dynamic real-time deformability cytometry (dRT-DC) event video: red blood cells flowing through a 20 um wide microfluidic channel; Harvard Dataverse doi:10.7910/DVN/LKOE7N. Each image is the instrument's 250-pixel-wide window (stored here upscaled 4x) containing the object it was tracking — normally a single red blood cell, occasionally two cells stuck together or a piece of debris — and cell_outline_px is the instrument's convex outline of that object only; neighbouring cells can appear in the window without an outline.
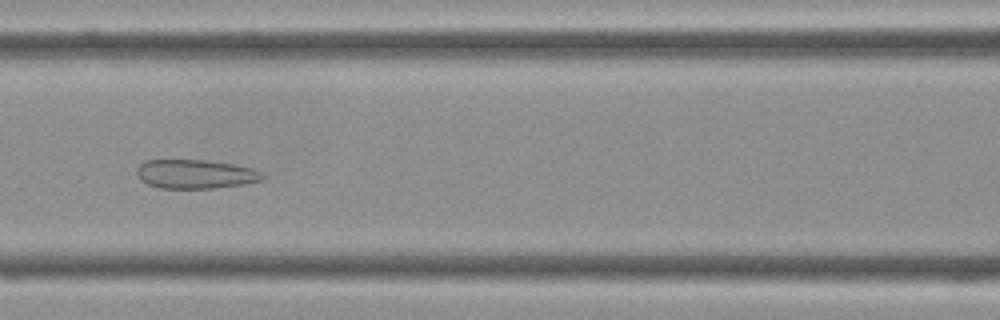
{"species": "Egyptian fruit bat (a non-hibernating species)", "species_latin": "Rousettus aegyptiacus", "temperature_condition": "cold", "stored_images_in_passage": 35, "camera_frame_rate_fps": 3000, "um_per_image_px": 0.085, "frame": {"image": 1, "passage_image": 11, "time_ms": 3.333, "image_size_px": [1000, 320], "cell_outline_px": [[264, 176], [260, 180], [244, 184], [216, 188], [160, 188], [148, 184], [140, 180], [136, 172], [136, 168], [144, 160], [204, 160], [232, 164], [252, 168], [264, 172]], "centroid_in_image_um": [16.59, 14.79], "position_along_channel_um": 150.0, "area_um2": 21.27}}
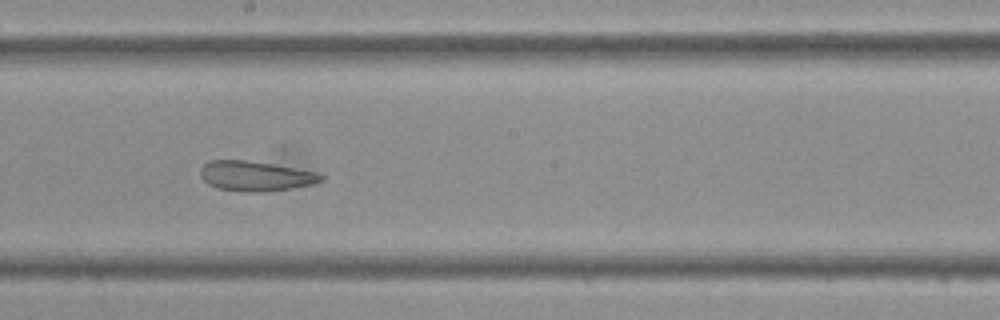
{"frame": {"image": 2, "passage_image": 16, "time_ms": 5.0, "image_size_px": [1000, 320], "cell_outline_px": [[324, 180], [312, 184], [264, 192], [248, 192], [216, 188], [208, 184], [200, 176], [200, 168], [208, 160], [244, 160], [272, 164], [316, 172], [324, 176]], "centroid_in_image_um": [21.68, 14.96], "position_along_channel_um": 226.5, "area_um2": 20.92}}
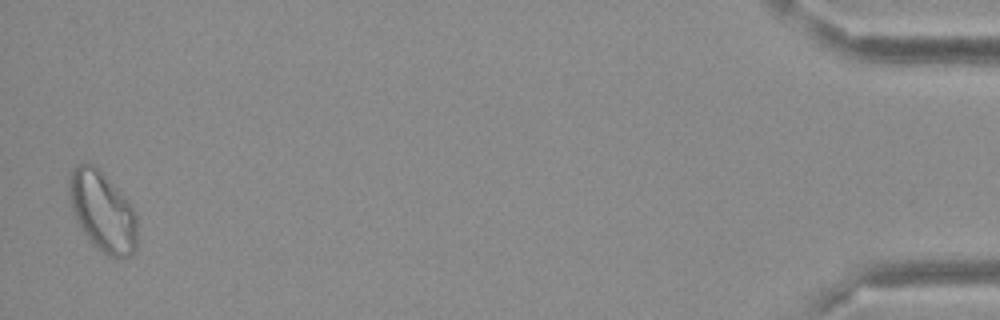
{"frame": {"image": 3, "passage_image": 35, "time_ms": 11.333, "image_size_px": [1000, 320], "cell_outline_px": [[136, 248], [128, 256], [108, 256], [96, 248], [92, 244], [80, 228], [76, 220], [68, 200], [68, 180], [72, 172], [80, 164], [88, 160], [132, 204], [136, 216]], "centroid_in_image_um": [8.68, 17.98], "position_along_channel_um": 426.5, "area_um2": 31.5}}